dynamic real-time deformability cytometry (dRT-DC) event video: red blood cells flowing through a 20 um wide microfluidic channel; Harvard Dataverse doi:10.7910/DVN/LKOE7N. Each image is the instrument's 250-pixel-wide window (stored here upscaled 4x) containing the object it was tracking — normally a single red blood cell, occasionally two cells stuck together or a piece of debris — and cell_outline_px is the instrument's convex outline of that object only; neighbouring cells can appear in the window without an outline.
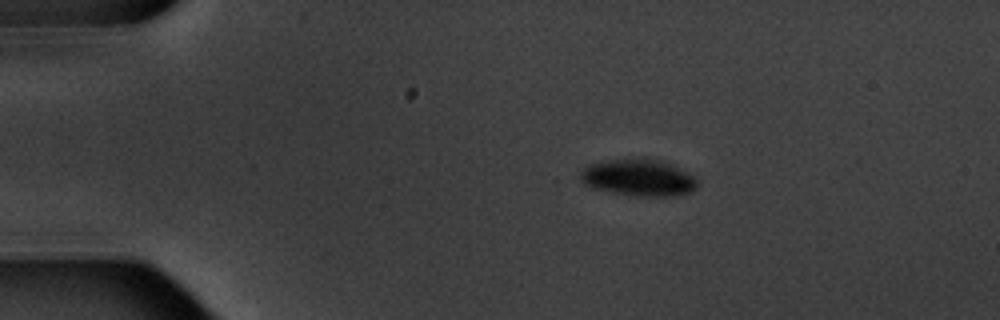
{"species": "common noctule bat (a hibernating species)", "species_latin": "Nyctalus noctula", "temperature_condition": "warm", "stored_images_in_passage": 4, "camera_frame_rate_fps": 3000, "um_per_image_px": 0.085, "animal": {"sex": "male", "body_mass_g": 20.1, "forearm_length_mm": 53.5}, "frame": {"image": 1, "passage_image": 2, "time_ms": 1.333, "image_size_px": [1000, 320], "cell_outline_px": [[696, 188], [692, 192], [676, 196], [636, 196], [612, 192], [596, 188], [584, 184], [580, 180], [580, 172], [588, 164], [612, 160], [660, 160], [692, 176], [696, 180]], "centroid_in_image_um": [54.25, 15.14], "position_along_channel_um": 30.8, "area_um2": 24.28}}